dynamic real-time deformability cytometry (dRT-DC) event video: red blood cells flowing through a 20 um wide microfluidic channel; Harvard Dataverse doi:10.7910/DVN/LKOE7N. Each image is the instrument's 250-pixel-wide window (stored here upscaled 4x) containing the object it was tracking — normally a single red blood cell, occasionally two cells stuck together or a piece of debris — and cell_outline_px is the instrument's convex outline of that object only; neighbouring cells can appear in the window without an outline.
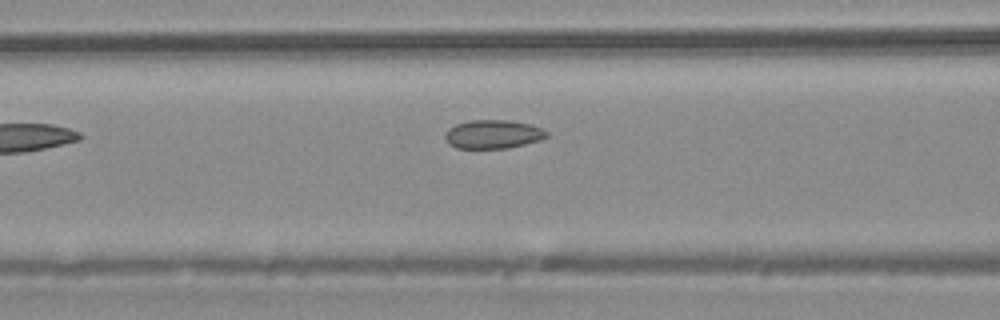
{"species": "common noctule bat (a hibernating species)", "species_latin": "Nyctalus noctula", "temperature_condition": "warm", "stored_images_in_passage": 5, "camera_frame_rate_fps": 3000, "um_per_image_px": 0.085, "animal": {"sex": "male", "body_mass_g": 20.4}, "frame": {"image": 1, "passage_image": 5, "time_ms": 1.333, "image_size_px": [1000, 320], "cell_outline_px": [[548, 136], [540, 140], [508, 148], [456, 148], [448, 144], [444, 136], [448, 128], [456, 124], [468, 120], [508, 120], [528, 124], [540, 128], [548, 132]], "centroid_in_image_um": [41.87, 11.41], "position_along_channel_um": 124.7, "area_um2": 16.94}}